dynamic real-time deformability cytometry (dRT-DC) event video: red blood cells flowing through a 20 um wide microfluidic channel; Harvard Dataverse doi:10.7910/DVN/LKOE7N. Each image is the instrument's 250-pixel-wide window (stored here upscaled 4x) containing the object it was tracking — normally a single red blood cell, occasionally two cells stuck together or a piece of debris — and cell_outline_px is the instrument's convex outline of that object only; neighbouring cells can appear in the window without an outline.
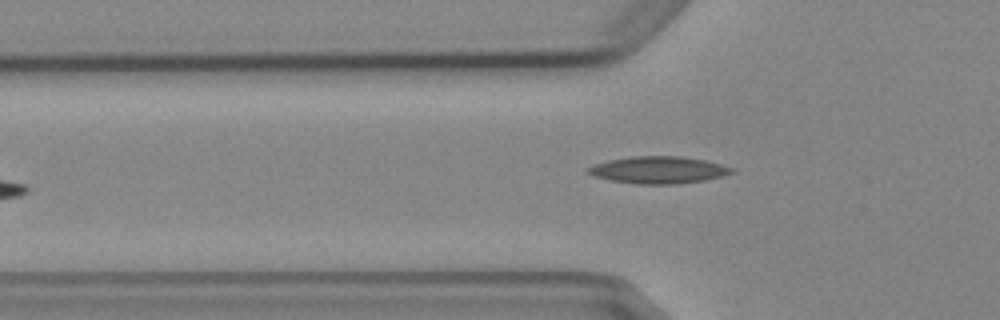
{"species": "Egyptian fruit bat (a non-hibernating species)", "species_latin": "Rousettus aegyptiacus", "temperature_condition": "cold", "stored_images_in_passage": 5, "camera_frame_rate_fps": 3000, "um_per_image_px": 0.085, "animal": {"sex": "female"}, "frame": {"image": 1, "passage_image": 5, "time_ms": 5.667, "image_size_px": [1000, 320], "cell_outline_px": [[736, 172], [704, 180], [676, 184], [636, 184], [608, 180], [592, 176], [588, 172], [588, 168], [596, 164], [608, 160], [632, 156], [680, 156], [704, 160], [736, 168]], "centroid_in_image_um": [55.97, 14.45], "position_along_channel_um": 69.8, "area_um2": 22.66}}